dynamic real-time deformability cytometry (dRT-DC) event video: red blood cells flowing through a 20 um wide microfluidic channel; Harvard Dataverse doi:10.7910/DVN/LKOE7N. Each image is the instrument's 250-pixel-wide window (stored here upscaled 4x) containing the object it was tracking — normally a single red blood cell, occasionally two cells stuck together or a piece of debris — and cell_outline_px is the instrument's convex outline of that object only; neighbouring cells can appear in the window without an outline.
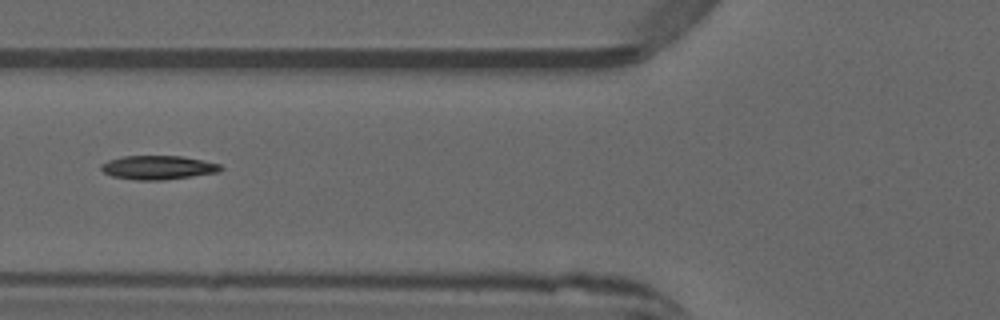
{"species": "common noctule bat (a hibernating species)", "species_latin": "Nyctalus noctula", "temperature_condition": "warm", "stored_images_in_passage": 19, "camera_frame_rate_fps": 3000, "um_per_image_px": 0.085, "animal": {"sex": "male", "forearm_length_mm": 52.5}, "frame": {"image": 1, "passage_image": 3, "time_ms": 0.667, "image_size_px": [1000, 320], "cell_outline_px": [[224, 168], [220, 172], [164, 180], [136, 180], [112, 176], [104, 172], [100, 168], [100, 164], [108, 160], [124, 156], [184, 156], [220, 164]], "centroid_in_image_um": [13.44, 14.24], "position_along_channel_um": 112.4, "area_um2": 16.7}}